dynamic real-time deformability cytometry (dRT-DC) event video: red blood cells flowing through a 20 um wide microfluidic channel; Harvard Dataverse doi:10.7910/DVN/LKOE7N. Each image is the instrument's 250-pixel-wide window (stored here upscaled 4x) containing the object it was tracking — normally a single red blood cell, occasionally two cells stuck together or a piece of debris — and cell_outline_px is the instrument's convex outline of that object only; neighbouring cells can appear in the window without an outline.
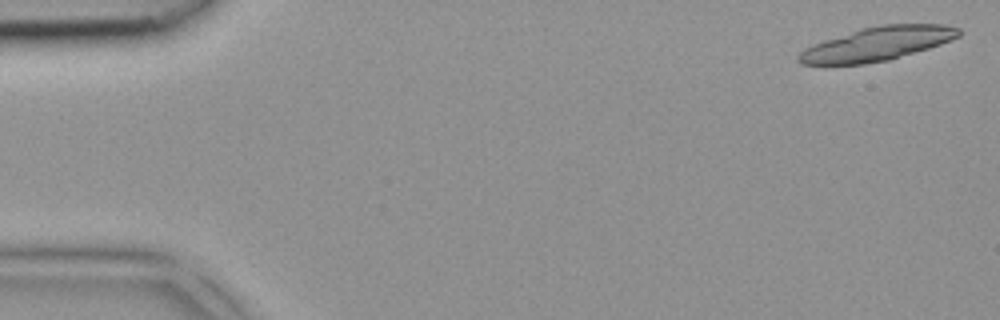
{"species": "common noctule bat (a hibernating species)", "species_latin": "Nyctalus noctula", "temperature_condition": "room temperature", "stored_images_in_passage": 4, "camera_frame_rate_fps": 3000, "um_per_image_px": 0.085, "animal": {"sex": "female", "body_mass_g": 18.4}, "frame": {"image": 1, "passage_image": 1, "time_ms": 0.0, "image_size_px": [1000, 320], "cell_outline_px": [[960, 36], [952, 40], [928, 48], [888, 60], [864, 64], [800, 64], [796, 60], [796, 56], [804, 48], [812, 44], [824, 40], [864, 28], [880, 24], [944, 24], [960, 28]], "centroid_in_image_um": [74.56, 3.72], "position_along_channel_um": 10.4, "area_um2": 31.33}}